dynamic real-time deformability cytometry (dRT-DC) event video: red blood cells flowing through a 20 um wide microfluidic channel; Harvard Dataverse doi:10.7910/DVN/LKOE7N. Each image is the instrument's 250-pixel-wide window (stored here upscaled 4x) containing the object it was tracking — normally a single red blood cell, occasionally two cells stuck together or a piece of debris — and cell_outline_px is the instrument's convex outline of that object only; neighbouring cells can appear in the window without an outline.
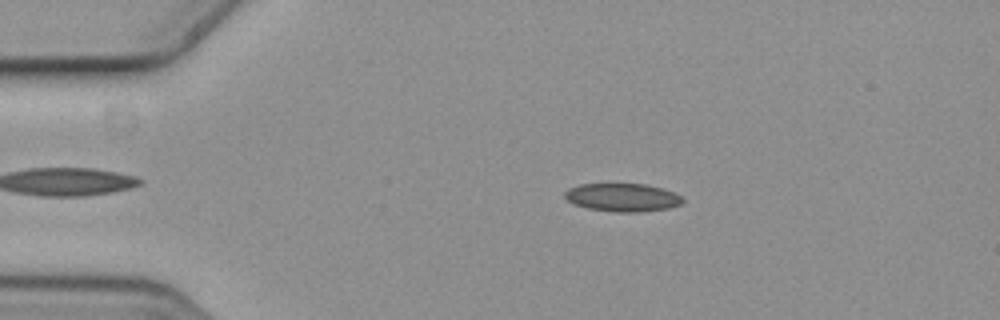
{"species": "common noctule bat (a hibernating species)", "species_latin": "Nyctalus noctula", "temperature_condition": "cold", "stored_images_in_passage": 5, "camera_frame_rate_fps": 3000, "um_per_image_px": 0.085, "animal": {"sex": "female", "body_mass_g": 19.3, "forearm_length_mm": 54.1}, "frame": {"image": 1, "passage_image": 2, "time_ms": 0.333, "image_size_px": [1000, 320], "cell_outline_px": [[684, 200], [680, 204], [668, 208], [640, 212], [616, 212], [588, 208], [572, 204], [564, 196], [564, 192], [568, 188], [580, 184], [644, 184], [664, 188], [680, 196]], "centroid_in_image_um": [52.88, 16.78], "position_along_channel_um": 32.1, "area_um2": 19.31}}
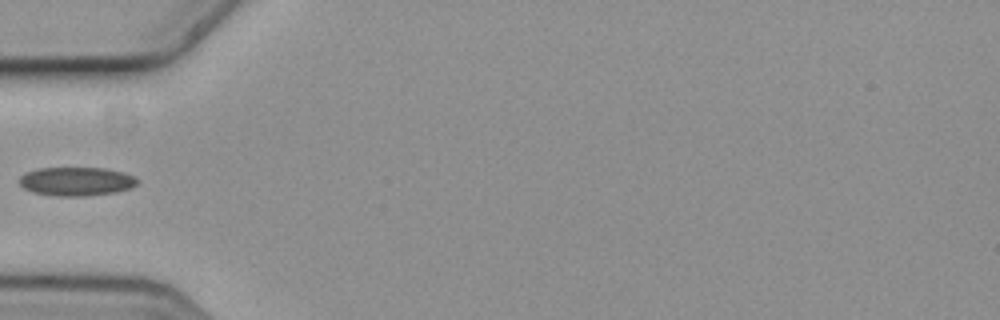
{"frame": {"image": 2, "passage_image": 4, "time_ms": 1.0, "image_size_px": [1000, 320], "cell_outline_px": [[140, 180], [132, 188], [116, 192], [84, 196], [56, 196], [32, 192], [24, 188], [20, 184], [20, 176], [24, 172], [36, 168], [104, 168], [124, 172], [136, 176]], "centroid_in_image_um": [6.51, 15.41], "position_along_channel_um": 78.5, "area_um2": 20.0}}
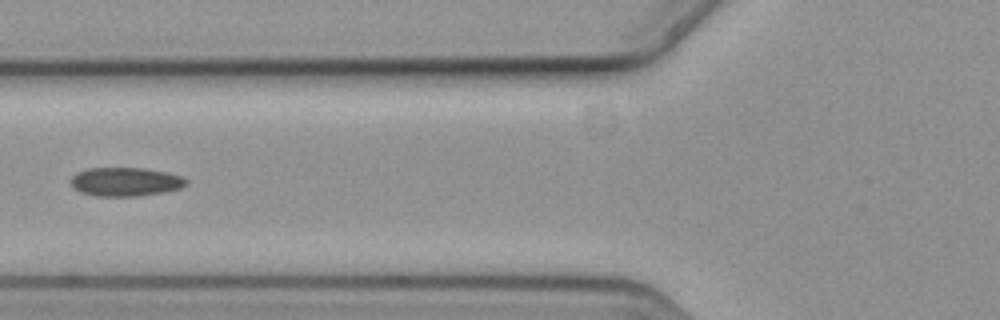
{"frame": {"image": 3, "passage_image": 5, "time_ms": 1.333, "image_size_px": [1000, 320], "cell_outline_px": [[188, 184], [180, 188], [164, 192], [140, 196], [96, 196], [80, 192], [72, 188], [72, 176], [76, 172], [88, 168], [144, 168], [184, 176], [188, 180]], "centroid_in_image_um": [10.68, 15.45], "position_along_channel_um": 115.1, "area_um2": 19.48}}